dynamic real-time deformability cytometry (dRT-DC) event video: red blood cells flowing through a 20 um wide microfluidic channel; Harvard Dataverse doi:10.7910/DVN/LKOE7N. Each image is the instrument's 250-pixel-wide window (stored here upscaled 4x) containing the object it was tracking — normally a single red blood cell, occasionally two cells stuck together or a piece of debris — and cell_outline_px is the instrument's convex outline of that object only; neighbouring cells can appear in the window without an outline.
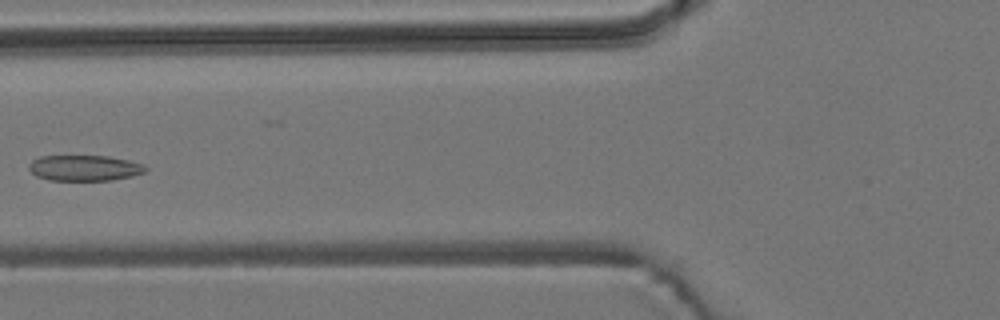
{"species": "common noctule bat (a hibernating species)", "species_latin": "Nyctalus noctula", "temperature_condition": "room temperature", "stored_images_in_passage": 6, "camera_frame_rate_fps": 3000, "um_per_image_px": 0.085, "animal": {"sex": "male", "body_mass_g": 19.2, "forearm_length_mm": 51.8}, "frame": {"image": 1, "passage_image": 5, "time_ms": 1.333, "image_size_px": [1000, 320], "cell_outline_px": [[148, 168], [144, 172], [132, 176], [112, 180], [48, 180], [36, 176], [28, 168], [28, 164], [32, 160], [40, 156], [108, 156], [128, 160], [144, 164]], "centroid_in_image_um": [7.17, 14.27], "position_along_channel_um": 118.6, "area_um2": 17.51}}
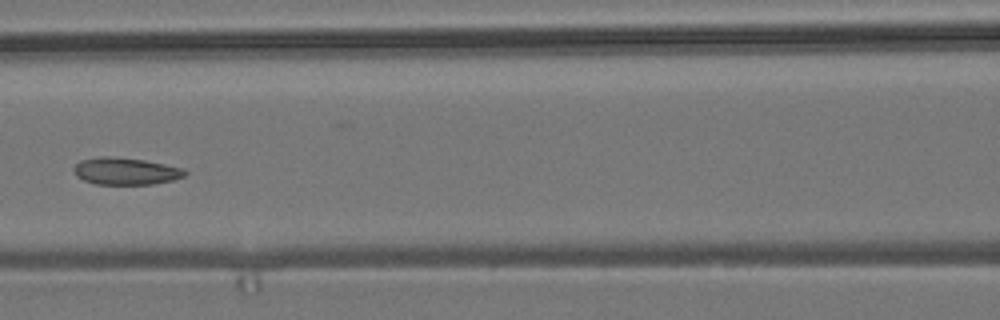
{"frame": {"image": 2, "passage_image": 6, "time_ms": 1.667, "image_size_px": [1000, 320], "cell_outline_px": [[188, 172], [184, 176], [172, 180], [152, 184], [96, 184], [84, 180], [76, 176], [72, 168], [80, 160], [100, 156], [108, 156], [144, 160], [184, 168]], "centroid_in_image_um": [10.66, 14.54], "position_along_channel_um": 155.9, "area_um2": 17.51}}